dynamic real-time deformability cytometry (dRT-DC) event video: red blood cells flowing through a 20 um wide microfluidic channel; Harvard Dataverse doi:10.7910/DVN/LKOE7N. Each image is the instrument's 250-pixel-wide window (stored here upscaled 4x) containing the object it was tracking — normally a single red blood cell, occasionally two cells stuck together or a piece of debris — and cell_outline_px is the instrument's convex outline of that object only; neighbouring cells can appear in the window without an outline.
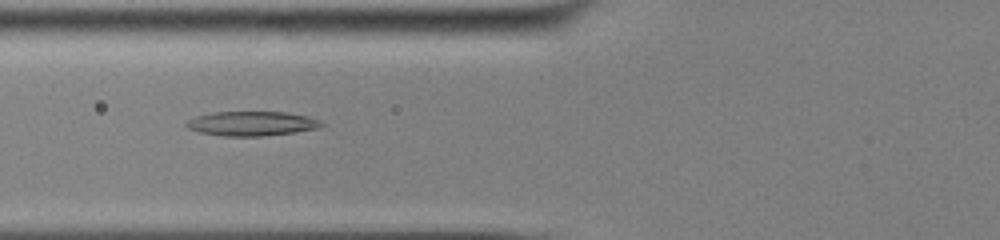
{"species": "common noctule bat (a hibernating species)", "species_latin": "Nyctalus noctula", "temperature_condition": "cold", "stored_images_in_passage": 52, "camera_frame_rate_fps": 3000, "um_per_image_px": 0.085, "animal": {"sex": "male", "body_mass_g": 13.0, "forearm_length_mm": 53.1}, "frame": {"image": 1, "passage_image": 20, "time_ms": 6.333, "image_size_px": [1000, 240], "cell_outline_px": [[324, 124], [316, 128], [296, 132], [260, 136], [224, 136], [200, 132], [188, 128], [184, 124], [188, 120], [196, 116], [212, 112], [284, 112], [308, 116], [320, 120]], "centroid_in_image_um": [21.38, 10.5], "position_along_channel_um": 104.4, "area_um2": 19.13}}
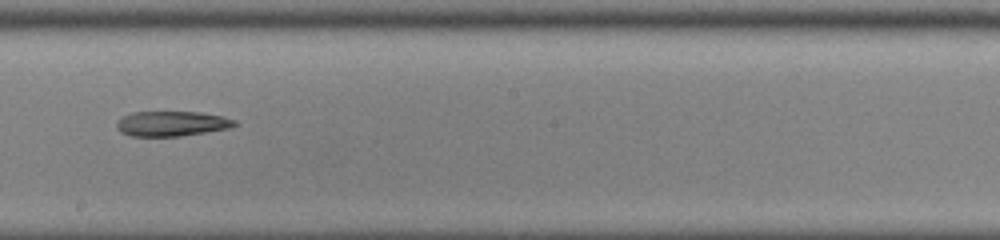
{"frame": {"image": 2, "passage_image": 30, "time_ms": 9.667, "image_size_px": [1000, 240], "cell_outline_px": [[240, 124], [232, 128], [180, 136], [132, 136], [120, 132], [116, 128], [116, 120], [120, 116], [132, 112], [200, 112], [220, 116], [236, 120]], "centroid_in_image_um": [14.58, 10.51], "position_along_channel_um": 233.6, "area_um2": 17.46}}
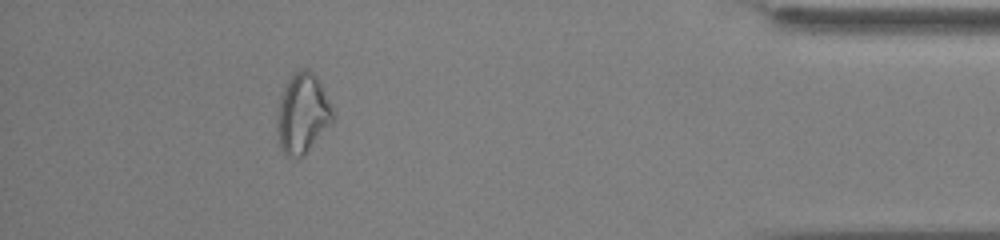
{"frame": {"image": 3, "passage_image": 47, "time_ms": 15.333, "image_size_px": [1000, 240], "cell_outline_px": [[332, 124], [304, 156], [288, 156], [284, 152], [280, 144], [276, 128], [276, 120], [280, 96], [292, 72], [300, 68], [308, 68], [316, 76], [332, 104]], "centroid_in_image_um": [25.72, 9.62], "position_along_channel_um": 409.5, "area_um2": 26.07}}